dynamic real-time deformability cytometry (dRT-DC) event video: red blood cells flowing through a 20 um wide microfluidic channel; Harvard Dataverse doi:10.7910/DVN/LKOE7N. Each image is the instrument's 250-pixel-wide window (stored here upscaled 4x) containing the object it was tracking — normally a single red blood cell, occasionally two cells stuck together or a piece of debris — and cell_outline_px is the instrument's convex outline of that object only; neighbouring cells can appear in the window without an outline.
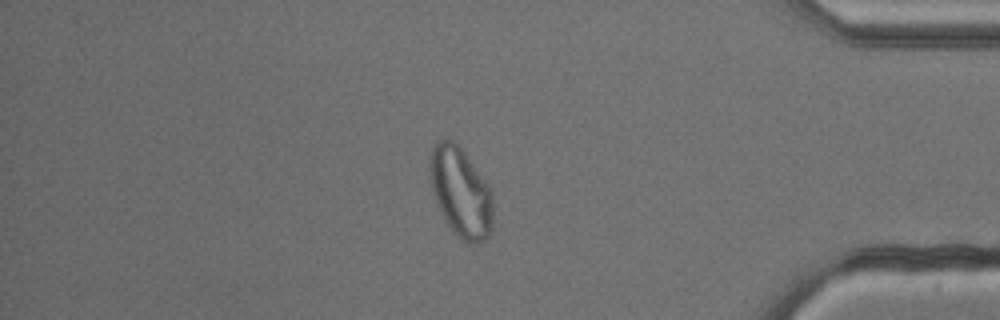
{"species": "common noctule bat (a hibernating species)", "species_latin": "Nyctalus noctula", "temperature_condition": "cold", "stored_images_in_passage": 54, "camera_frame_rate_fps": 3000, "um_per_image_px": 0.085, "animal": {"sex": "male", "body_mass_g": 13.3}, "frame": {"image": 1, "passage_image": 46, "time_ms": 15.0, "image_size_px": [1000, 320], "cell_outline_px": [[492, 232], [484, 240], [468, 244], [460, 240], [452, 232], [444, 220], [440, 212], [432, 188], [428, 168], [428, 160], [432, 144], [440, 140], [456, 140], [488, 184], [492, 192]], "centroid_in_image_um": [39.14, 16.33], "position_along_channel_um": 396.1, "area_um2": 33.58}}
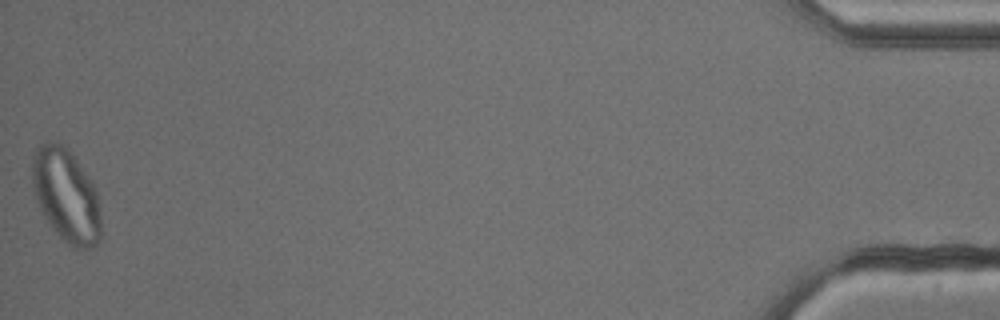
{"frame": {"image": 2, "passage_image": 54, "time_ms": 17.667, "image_size_px": [1000, 320], "cell_outline_px": [[100, 236], [96, 244], [92, 248], [72, 248], [56, 232], [44, 216], [36, 200], [32, 188], [32, 156], [36, 148], [40, 144], [56, 140], [64, 144], [76, 160], [92, 184], [96, 192], [100, 212]], "centroid_in_image_um": [5.59, 16.6], "position_along_channel_um": 429.6, "area_um2": 37.11}}